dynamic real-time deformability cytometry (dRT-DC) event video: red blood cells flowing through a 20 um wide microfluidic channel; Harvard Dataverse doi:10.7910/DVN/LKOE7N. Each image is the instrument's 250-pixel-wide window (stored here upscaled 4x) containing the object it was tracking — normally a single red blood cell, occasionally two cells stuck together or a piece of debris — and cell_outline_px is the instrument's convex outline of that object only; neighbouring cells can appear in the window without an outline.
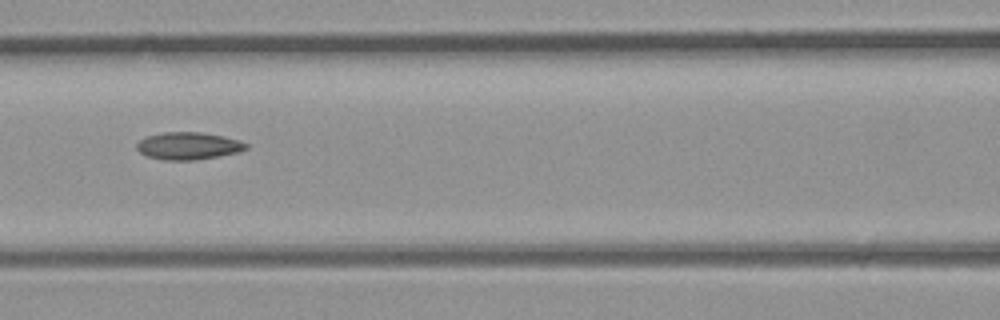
{"species": "common noctule bat (a hibernating species)", "species_latin": "Nyctalus noctula", "temperature_condition": "room temperature", "stored_images_in_passage": 5, "camera_frame_rate_fps": 3000, "um_per_image_px": 0.085, "animal": {"sex": "male", "body_mass_g": 23.1, "forearm_length_mm": 52.7}, "frame": {"image": 1, "passage_image": 5, "time_ms": 1.333, "image_size_px": [1000, 320], "cell_outline_px": [[248, 148], [236, 152], [196, 160], [164, 160], [148, 156], [140, 152], [136, 148], [136, 144], [140, 140], [148, 136], [164, 132], [200, 132], [224, 136], [240, 140], [248, 144]], "centroid_in_image_um": [16.01, 12.39], "position_along_channel_um": 150.6, "area_um2": 17.28}}